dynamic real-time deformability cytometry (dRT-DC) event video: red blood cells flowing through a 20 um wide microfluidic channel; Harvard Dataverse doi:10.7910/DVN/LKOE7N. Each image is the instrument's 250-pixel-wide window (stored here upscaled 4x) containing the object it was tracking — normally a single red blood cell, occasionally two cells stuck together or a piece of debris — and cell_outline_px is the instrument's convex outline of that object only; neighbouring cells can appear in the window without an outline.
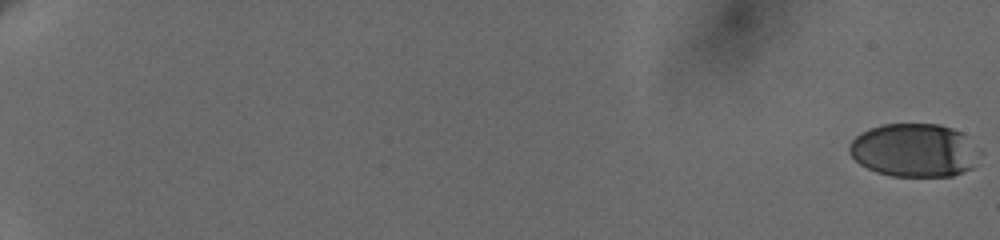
{"species": "human", "species_latin": "Homo sapiens", "temperature_condition": "cold", "stored_images_in_passage": 72, "camera_frame_rate_fps": 3000, "um_per_image_px": 0.085, "donor": {"sex": "female"}, "frame": {"image": 1, "passage_image": 1, "time_ms": 0.0, "image_size_px": [1000, 240], "cell_outline_px": [[972, 168], [964, 172], [952, 176], [892, 176], [876, 172], [860, 164], [848, 152], [848, 144], [856, 136], [872, 128], [884, 124], [940, 124], [952, 128], [960, 132], [964, 136], [972, 164]], "centroid_in_image_um": [77.53, 12.78], "position_along_channel_um": 7.5, "area_um2": 39.02}}
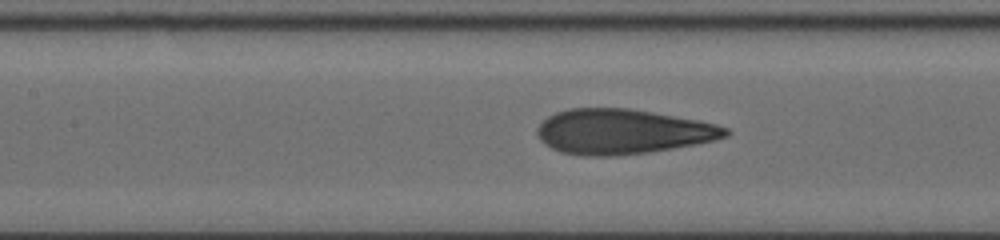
{"frame": {"image": 2, "passage_image": 39, "time_ms": 10.667, "image_size_px": [1000, 240], "cell_outline_px": [[732, 132], [728, 136], [716, 140], [672, 148], [648, 152], [616, 156], [584, 156], [560, 152], [544, 144], [540, 140], [536, 132], [536, 128], [548, 116], [556, 112], [568, 108], [628, 108], [652, 112], [696, 120], [716, 124], [728, 128]], "centroid_in_image_um": [52.89, 11.19], "position_along_channel_um": 154.5, "area_um2": 49.36}}
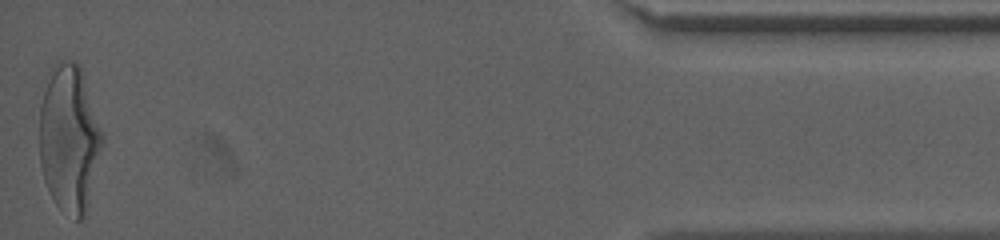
{"frame": {"image": 3, "passage_image": 72, "time_ms": 20.0, "image_size_px": [1000, 240], "cell_outline_px": [[104, 140], [88, 204], [84, 216], [80, 220], [76, 220], [60, 208], [56, 204], [44, 180], [40, 164], [40, 104], [44, 92], [52, 72], [60, 60], [72, 60], [80, 64], [104, 136]], "centroid_in_image_um": [5.91, 11.79], "position_along_channel_um": 429.3, "area_um2": 53.41}, "authors_computed_cell_mechanics": {"area_um2": 47.8873, "velocity_mm_per_s": 3.655, "shape_relaxation_time_tau1_ms": 4.5755, "shape_relaxation_time_tau2_ms": 0.6983, "deformation_change_tau1": 0.203, "deformation_change_tau2": 0.0887}}